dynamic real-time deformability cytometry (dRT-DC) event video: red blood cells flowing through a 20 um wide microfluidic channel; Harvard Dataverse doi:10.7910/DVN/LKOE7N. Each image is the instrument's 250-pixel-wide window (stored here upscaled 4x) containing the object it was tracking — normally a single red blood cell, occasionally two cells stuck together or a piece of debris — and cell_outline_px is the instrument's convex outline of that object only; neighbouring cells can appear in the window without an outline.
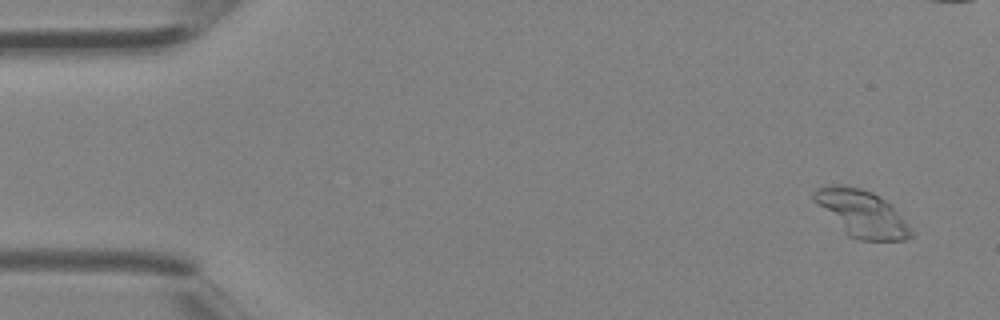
{"species": "Egyptian fruit bat (a non-hibernating species)", "species_latin": "Rousettus aegyptiacus", "temperature_condition": "room temperature", "stored_images_in_passage": 3, "camera_frame_rate_fps": 3000, "um_per_image_px": 0.085, "animal": {"sex": "female"}, "frame": {"image": 1, "passage_image": 1, "time_ms": 0.0, "image_size_px": [1000, 320], "cell_outline_px": [[912, 236], [904, 240], [860, 240], [848, 236], [812, 200], [812, 192], [816, 188], [832, 184], [860, 188], [872, 192], [884, 200], [912, 228]], "centroid_in_image_um": [73.2, 18.14], "position_along_channel_um": 11.8, "area_um2": 26.01}}